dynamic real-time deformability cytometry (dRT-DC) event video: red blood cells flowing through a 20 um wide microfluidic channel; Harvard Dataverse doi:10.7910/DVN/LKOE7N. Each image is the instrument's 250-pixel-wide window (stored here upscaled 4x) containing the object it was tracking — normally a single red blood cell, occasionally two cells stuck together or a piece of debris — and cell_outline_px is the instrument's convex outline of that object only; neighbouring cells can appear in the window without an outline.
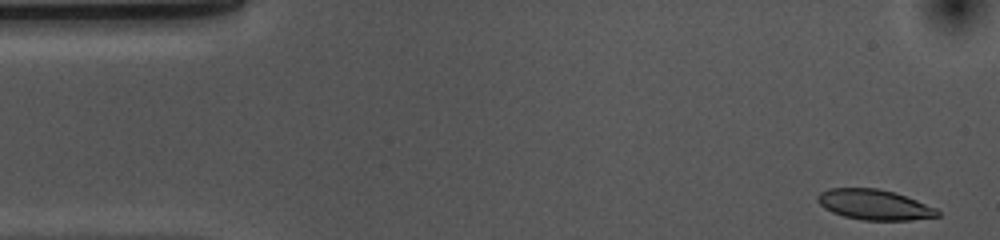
{"species": "common noctule bat (a hibernating species)", "species_latin": "Nyctalus noctula", "temperature_condition": "cold", "stored_images_in_passage": 43, "camera_frame_rate_fps": 3000, "um_per_image_px": 0.085, "animal": {"sex": "female", "body_mass_g": 10.0, "forearm_length_mm": 53.1}, "frame": {"image": 1, "passage_image": 1, "time_ms": 0.0, "image_size_px": [1000, 240], "cell_outline_px": [[940, 216], [912, 220], [860, 220], [844, 216], [832, 212], [824, 208], [816, 200], [816, 196], [820, 192], [828, 188], [876, 188], [896, 192], [936, 208], [940, 212]], "centroid_in_image_um": [74.3, 17.39], "position_along_channel_um": 10.7, "area_um2": 21.33}}
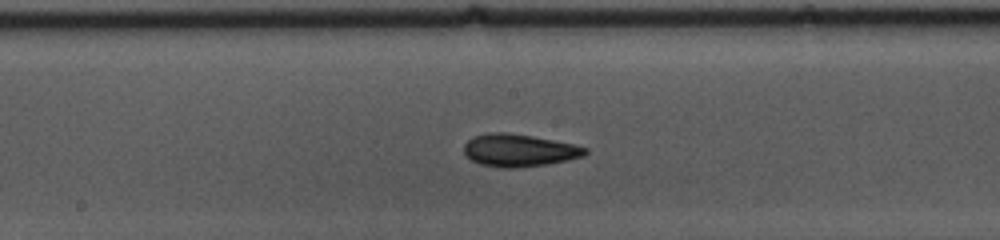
{"frame": {"image": 2, "passage_image": 25, "time_ms": 8.0, "image_size_px": [1000, 240], "cell_outline_px": [[588, 152], [584, 156], [568, 160], [520, 168], [504, 168], [480, 164], [472, 160], [464, 152], [464, 144], [468, 140], [476, 136], [488, 132], [504, 132], [532, 136], [572, 144], [588, 148]], "centroid_in_image_um": [44.12, 12.78], "position_along_channel_um": 204.1, "area_um2": 22.77}}
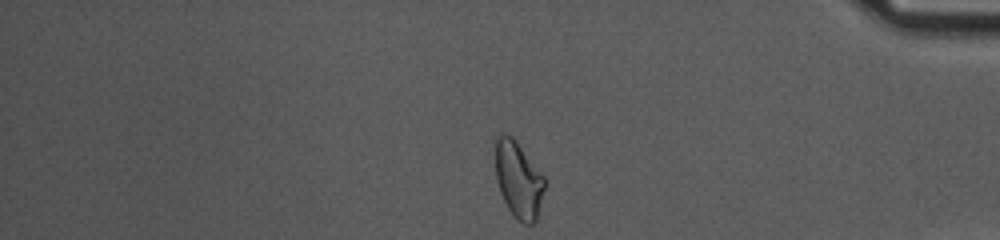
{"frame": {"image": 3, "passage_image": 43, "time_ms": 14.0, "image_size_px": [1000, 240], "cell_outline_px": [[544, 188], [536, 220], [532, 224], [524, 224], [516, 220], [512, 216], [500, 192], [496, 180], [496, 136], [500, 132], [504, 132], [512, 136], [516, 140], [544, 176]], "centroid_in_image_um": [44.05, 15.26], "position_along_channel_um": 391.2, "area_um2": 21.96}, "authors_computed_cell_mechanics": {"area_um2": 22.0218, "velocity_mm_per_s": 3.6429, "shape_relaxation_time_tau1_ms": 5.1019, "shape_relaxation_time_tau2_ms": 3.2711, "deformation_change_tau1": 0.1308, "deformation_change_tau2": 0.0928}}